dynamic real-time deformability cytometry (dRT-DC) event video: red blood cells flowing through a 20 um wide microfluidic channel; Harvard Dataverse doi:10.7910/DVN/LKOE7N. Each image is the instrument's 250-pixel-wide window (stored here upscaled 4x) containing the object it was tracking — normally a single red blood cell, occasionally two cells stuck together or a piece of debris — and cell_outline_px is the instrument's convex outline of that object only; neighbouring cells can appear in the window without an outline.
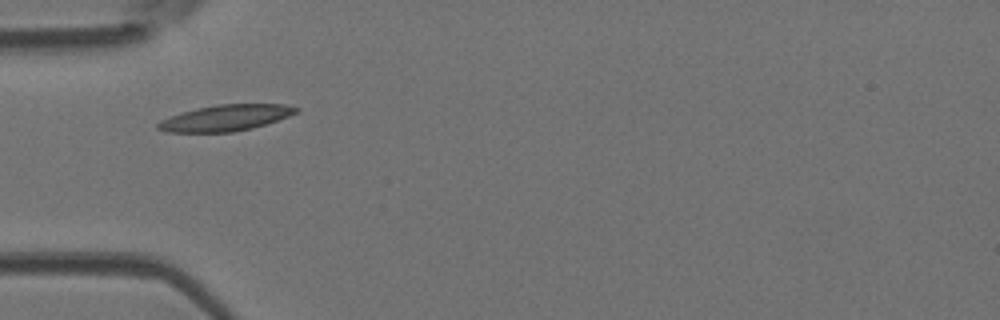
{"species": "Egyptian fruit bat (a non-hibernating species)", "species_latin": "Rousettus aegyptiacus", "temperature_condition": "room temperature", "stored_images_in_passage": 18, "camera_frame_rate_fps": 3000, "um_per_image_px": 0.085, "animal": {"sex": "female"}, "frame": {"image": 1, "passage_image": 1, "time_ms": 0.0, "image_size_px": [1000, 320], "cell_outline_px": [[300, 112], [252, 128], [232, 132], [168, 132], [156, 128], [156, 124], [160, 120], [196, 108], [216, 104], [284, 104], [300, 108]], "centroid_in_image_um": [19.19, 10.01], "position_along_channel_um": 65.8, "area_um2": 20.87}}
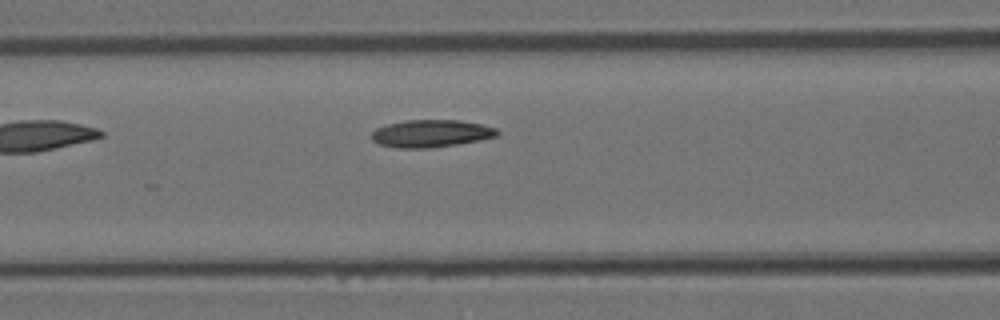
{"frame": {"image": 2, "passage_image": 6, "time_ms": 1.667, "image_size_px": [1000, 320], "cell_outline_px": [[500, 132], [496, 136], [480, 140], [432, 148], [396, 148], [380, 144], [372, 140], [372, 132], [376, 128], [388, 124], [404, 120], [460, 120], [480, 124], [496, 128]], "centroid_in_image_um": [36.63, 11.35], "position_along_channel_um": 130.0, "area_um2": 20.06}}